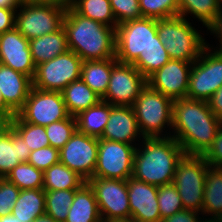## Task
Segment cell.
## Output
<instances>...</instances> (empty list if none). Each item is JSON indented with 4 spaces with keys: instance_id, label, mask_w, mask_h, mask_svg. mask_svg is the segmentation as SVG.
<instances>
[{
    "instance_id": "cell-1",
    "label": "cell",
    "mask_w": 222,
    "mask_h": 222,
    "mask_svg": "<svg viewBox=\"0 0 222 222\" xmlns=\"http://www.w3.org/2000/svg\"><path fill=\"white\" fill-rule=\"evenodd\" d=\"M222 125L207 101L187 98L173 100L172 136L182 147L184 154L204 155L212 146Z\"/></svg>"
},
{
    "instance_id": "cell-2",
    "label": "cell",
    "mask_w": 222,
    "mask_h": 222,
    "mask_svg": "<svg viewBox=\"0 0 222 222\" xmlns=\"http://www.w3.org/2000/svg\"><path fill=\"white\" fill-rule=\"evenodd\" d=\"M170 135L143 138L142 147L135 151L131 177L155 186L173 182L176 165L184 151Z\"/></svg>"
},
{
    "instance_id": "cell-3",
    "label": "cell",
    "mask_w": 222,
    "mask_h": 222,
    "mask_svg": "<svg viewBox=\"0 0 222 222\" xmlns=\"http://www.w3.org/2000/svg\"><path fill=\"white\" fill-rule=\"evenodd\" d=\"M63 27L68 49L82 61L115 58V28L84 17L67 5Z\"/></svg>"
},
{
    "instance_id": "cell-4",
    "label": "cell",
    "mask_w": 222,
    "mask_h": 222,
    "mask_svg": "<svg viewBox=\"0 0 222 222\" xmlns=\"http://www.w3.org/2000/svg\"><path fill=\"white\" fill-rule=\"evenodd\" d=\"M182 16L157 20V34L169 58L194 63L207 46L202 35Z\"/></svg>"
},
{
    "instance_id": "cell-5",
    "label": "cell",
    "mask_w": 222,
    "mask_h": 222,
    "mask_svg": "<svg viewBox=\"0 0 222 222\" xmlns=\"http://www.w3.org/2000/svg\"><path fill=\"white\" fill-rule=\"evenodd\" d=\"M67 3L59 0L24 1L16 11L15 28L28 40L63 26Z\"/></svg>"
},
{
    "instance_id": "cell-6",
    "label": "cell",
    "mask_w": 222,
    "mask_h": 222,
    "mask_svg": "<svg viewBox=\"0 0 222 222\" xmlns=\"http://www.w3.org/2000/svg\"><path fill=\"white\" fill-rule=\"evenodd\" d=\"M143 137H166L163 129L172 127L173 100L146 85L132 105Z\"/></svg>"
},
{
    "instance_id": "cell-7",
    "label": "cell",
    "mask_w": 222,
    "mask_h": 222,
    "mask_svg": "<svg viewBox=\"0 0 222 222\" xmlns=\"http://www.w3.org/2000/svg\"><path fill=\"white\" fill-rule=\"evenodd\" d=\"M162 42L157 34V20L141 18L117 25L115 29V59L133 64L150 45Z\"/></svg>"
},
{
    "instance_id": "cell-8",
    "label": "cell",
    "mask_w": 222,
    "mask_h": 222,
    "mask_svg": "<svg viewBox=\"0 0 222 222\" xmlns=\"http://www.w3.org/2000/svg\"><path fill=\"white\" fill-rule=\"evenodd\" d=\"M209 164L203 155L184 154L176 165L172 184L182 200L183 208L201 212Z\"/></svg>"
},
{
    "instance_id": "cell-9",
    "label": "cell",
    "mask_w": 222,
    "mask_h": 222,
    "mask_svg": "<svg viewBox=\"0 0 222 222\" xmlns=\"http://www.w3.org/2000/svg\"><path fill=\"white\" fill-rule=\"evenodd\" d=\"M210 48L207 44L192 65L187 99L208 101L222 86V52Z\"/></svg>"
},
{
    "instance_id": "cell-10",
    "label": "cell",
    "mask_w": 222,
    "mask_h": 222,
    "mask_svg": "<svg viewBox=\"0 0 222 222\" xmlns=\"http://www.w3.org/2000/svg\"><path fill=\"white\" fill-rule=\"evenodd\" d=\"M82 59L72 50L36 66L33 87L43 91L62 92L80 79Z\"/></svg>"
},
{
    "instance_id": "cell-11",
    "label": "cell",
    "mask_w": 222,
    "mask_h": 222,
    "mask_svg": "<svg viewBox=\"0 0 222 222\" xmlns=\"http://www.w3.org/2000/svg\"><path fill=\"white\" fill-rule=\"evenodd\" d=\"M136 148L123 142L98 139V156L93 177L127 180L132 176Z\"/></svg>"
},
{
    "instance_id": "cell-12",
    "label": "cell",
    "mask_w": 222,
    "mask_h": 222,
    "mask_svg": "<svg viewBox=\"0 0 222 222\" xmlns=\"http://www.w3.org/2000/svg\"><path fill=\"white\" fill-rule=\"evenodd\" d=\"M86 182L94 192L103 221L131 218L127 180L92 177Z\"/></svg>"
},
{
    "instance_id": "cell-13",
    "label": "cell",
    "mask_w": 222,
    "mask_h": 222,
    "mask_svg": "<svg viewBox=\"0 0 222 222\" xmlns=\"http://www.w3.org/2000/svg\"><path fill=\"white\" fill-rule=\"evenodd\" d=\"M17 115L24 122L44 127L69 116L62 92L43 91L35 87H32Z\"/></svg>"
},
{
    "instance_id": "cell-14",
    "label": "cell",
    "mask_w": 222,
    "mask_h": 222,
    "mask_svg": "<svg viewBox=\"0 0 222 222\" xmlns=\"http://www.w3.org/2000/svg\"><path fill=\"white\" fill-rule=\"evenodd\" d=\"M98 139L76 130L59 150L60 162L86 181L92 178L97 163Z\"/></svg>"
},
{
    "instance_id": "cell-15",
    "label": "cell",
    "mask_w": 222,
    "mask_h": 222,
    "mask_svg": "<svg viewBox=\"0 0 222 222\" xmlns=\"http://www.w3.org/2000/svg\"><path fill=\"white\" fill-rule=\"evenodd\" d=\"M146 85V78L132 64L117 62L102 100L111 105L132 106Z\"/></svg>"
},
{
    "instance_id": "cell-16",
    "label": "cell",
    "mask_w": 222,
    "mask_h": 222,
    "mask_svg": "<svg viewBox=\"0 0 222 222\" xmlns=\"http://www.w3.org/2000/svg\"><path fill=\"white\" fill-rule=\"evenodd\" d=\"M192 65L193 63L170 59L146 79L147 85L172 100L186 98Z\"/></svg>"
},
{
    "instance_id": "cell-17",
    "label": "cell",
    "mask_w": 222,
    "mask_h": 222,
    "mask_svg": "<svg viewBox=\"0 0 222 222\" xmlns=\"http://www.w3.org/2000/svg\"><path fill=\"white\" fill-rule=\"evenodd\" d=\"M0 63L32 80L36 66L31 57L29 40L16 28L0 34Z\"/></svg>"
},
{
    "instance_id": "cell-18",
    "label": "cell",
    "mask_w": 222,
    "mask_h": 222,
    "mask_svg": "<svg viewBox=\"0 0 222 222\" xmlns=\"http://www.w3.org/2000/svg\"><path fill=\"white\" fill-rule=\"evenodd\" d=\"M127 190L131 219L136 222H162L157 193L158 186L130 177Z\"/></svg>"
},
{
    "instance_id": "cell-19",
    "label": "cell",
    "mask_w": 222,
    "mask_h": 222,
    "mask_svg": "<svg viewBox=\"0 0 222 222\" xmlns=\"http://www.w3.org/2000/svg\"><path fill=\"white\" fill-rule=\"evenodd\" d=\"M142 137L132 106L112 105L109 119L101 139L133 145L136 138Z\"/></svg>"
},
{
    "instance_id": "cell-20",
    "label": "cell",
    "mask_w": 222,
    "mask_h": 222,
    "mask_svg": "<svg viewBox=\"0 0 222 222\" xmlns=\"http://www.w3.org/2000/svg\"><path fill=\"white\" fill-rule=\"evenodd\" d=\"M33 87V80L0 63V91L5 105L16 115L24 106Z\"/></svg>"
},
{
    "instance_id": "cell-21",
    "label": "cell",
    "mask_w": 222,
    "mask_h": 222,
    "mask_svg": "<svg viewBox=\"0 0 222 222\" xmlns=\"http://www.w3.org/2000/svg\"><path fill=\"white\" fill-rule=\"evenodd\" d=\"M31 154L21 135L9 125L0 133V178L21 162H28Z\"/></svg>"
},
{
    "instance_id": "cell-22",
    "label": "cell",
    "mask_w": 222,
    "mask_h": 222,
    "mask_svg": "<svg viewBox=\"0 0 222 222\" xmlns=\"http://www.w3.org/2000/svg\"><path fill=\"white\" fill-rule=\"evenodd\" d=\"M31 57L35 66L49 61L68 49L66 30L62 26L59 30L29 40Z\"/></svg>"
},
{
    "instance_id": "cell-23",
    "label": "cell",
    "mask_w": 222,
    "mask_h": 222,
    "mask_svg": "<svg viewBox=\"0 0 222 222\" xmlns=\"http://www.w3.org/2000/svg\"><path fill=\"white\" fill-rule=\"evenodd\" d=\"M101 220L94 192L86 182L76 190L64 222H100Z\"/></svg>"
},
{
    "instance_id": "cell-24",
    "label": "cell",
    "mask_w": 222,
    "mask_h": 222,
    "mask_svg": "<svg viewBox=\"0 0 222 222\" xmlns=\"http://www.w3.org/2000/svg\"><path fill=\"white\" fill-rule=\"evenodd\" d=\"M112 105L101 100L98 104L75 116L77 130L88 136L100 138L109 119Z\"/></svg>"
},
{
    "instance_id": "cell-25",
    "label": "cell",
    "mask_w": 222,
    "mask_h": 222,
    "mask_svg": "<svg viewBox=\"0 0 222 222\" xmlns=\"http://www.w3.org/2000/svg\"><path fill=\"white\" fill-rule=\"evenodd\" d=\"M118 61L115 58L106 60L83 61L80 78L101 98L108 88L112 67Z\"/></svg>"
},
{
    "instance_id": "cell-26",
    "label": "cell",
    "mask_w": 222,
    "mask_h": 222,
    "mask_svg": "<svg viewBox=\"0 0 222 222\" xmlns=\"http://www.w3.org/2000/svg\"><path fill=\"white\" fill-rule=\"evenodd\" d=\"M62 95L70 116H76L79 112L98 104L102 100L81 78L64 88Z\"/></svg>"
},
{
    "instance_id": "cell-27",
    "label": "cell",
    "mask_w": 222,
    "mask_h": 222,
    "mask_svg": "<svg viewBox=\"0 0 222 222\" xmlns=\"http://www.w3.org/2000/svg\"><path fill=\"white\" fill-rule=\"evenodd\" d=\"M222 213V167L208 166L203 194L202 215L216 218ZM209 214V215H208Z\"/></svg>"
},
{
    "instance_id": "cell-28",
    "label": "cell",
    "mask_w": 222,
    "mask_h": 222,
    "mask_svg": "<svg viewBox=\"0 0 222 222\" xmlns=\"http://www.w3.org/2000/svg\"><path fill=\"white\" fill-rule=\"evenodd\" d=\"M11 214L24 222H32L45 214V191L43 189L20 190Z\"/></svg>"
},
{
    "instance_id": "cell-29",
    "label": "cell",
    "mask_w": 222,
    "mask_h": 222,
    "mask_svg": "<svg viewBox=\"0 0 222 222\" xmlns=\"http://www.w3.org/2000/svg\"><path fill=\"white\" fill-rule=\"evenodd\" d=\"M43 190L79 189L86 180L77 172L58 162L43 172Z\"/></svg>"
},
{
    "instance_id": "cell-30",
    "label": "cell",
    "mask_w": 222,
    "mask_h": 222,
    "mask_svg": "<svg viewBox=\"0 0 222 222\" xmlns=\"http://www.w3.org/2000/svg\"><path fill=\"white\" fill-rule=\"evenodd\" d=\"M68 5L78 14L116 29L110 0H70Z\"/></svg>"
},
{
    "instance_id": "cell-31",
    "label": "cell",
    "mask_w": 222,
    "mask_h": 222,
    "mask_svg": "<svg viewBox=\"0 0 222 222\" xmlns=\"http://www.w3.org/2000/svg\"><path fill=\"white\" fill-rule=\"evenodd\" d=\"M192 14L205 27H209L220 14L218 0H179V16Z\"/></svg>"
},
{
    "instance_id": "cell-32",
    "label": "cell",
    "mask_w": 222,
    "mask_h": 222,
    "mask_svg": "<svg viewBox=\"0 0 222 222\" xmlns=\"http://www.w3.org/2000/svg\"><path fill=\"white\" fill-rule=\"evenodd\" d=\"M77 189L45 191V213L58 222H64Z\"/></svg>"
},
{
    "instance_id": "cell-33",
    "label": "cell",
    "mask_w": 222,
    "mask_h": 222,
    "mask_svg": "<svg viewBox=\"0 0 222 222\" xmlns=\"http://www.w3.org/2000/svg\"><path fill=\"white\" fill-rule=\"evenodd\" d=\"M170 60L163 44L150 45L132 64L146 79Z\"/></svg>"
},
{
    "instance_id": "cell-34",
    "label": "cell",
    "mask_w": 222,
    "mask_h": 222,
    "mask_svg": "<svg viewBox=\"0 0 222 222\" xmlns=\"http://www.w3.org/2000/svg\"><path fill=\"white\" fill-rule=\"evenodd\" d=\"M5 178L20 190L43 189V171L28 162L19 163Z\"/></svg>"
},
{
    "instance_id": "cell-35",
    "label": "cell",
    "mask_w": 222,
    "mask_h": 222,
    "mask_svg": "<svg viewBox=\"0 0 222 222\" xmlns=\"http://www.w3.org/2000/svg\"><path fill=\"white\" fill-rule=\"evenodd\" d=\"M10 125L21 135L31 152L50 145L44 126L24 122L17 114L10 120Z\"/></svg>"
},
{
    "instance_id": "cell-36",
    "label": "cell",
    "mask_w": 222,
    "mask_h": 222,
    "mask_svg": "<svg viewBox=\"0 0 222 222\" xmlns=\"http://www.w3.org/2000/svg\"><path fill=\"white\" fill-rule=\"evenodd\" d=\"M50 146L58 150L62 149L77 130L75 116L56 121L45 126Z\"/></svg>"
},
{
    "instance_id": "cell-37",
    "label": "cell",
    "mask_w": 222,
    "mask_h": 222,
    "mask_svg": "<svg viewBox=\"0 0 222 222\" xmlns=\"http://www.w3.org/2000/svg\"><path fill=\"white\" fill-rule=\"evenodd\" d=\"M139 5L144 18L160 20L179 13V0H139Z\"/></svg>"
},
{
    "instance_id": "cell-38",
    "label": "cell",
    "mask_w": 222,
    "mask_h": 222,
    "mask_svg": "<svg viewBox=\"0 0 222 222\" xmlns=\"http://www.w3.org/2000/svg\"><path fill=\"white\" fill-rule=\"evenodd\" d=\"M157 199L161 220L184 209L177 188L172 183L158 186Z\"/></svg>"
},
{
    "instance_id": "cell-39",
    "label": "cell",
    "mask_w": 222,
    "mask_h": 222,
    "mask_svg": "<svg viewBox=\"0 0 222 222\" xmlns=\"http://www.w3.org/2000/svg\"><path fill=\"white\" fill-rule=\"evenodd\" d=\"M110 4L118 25L143 18L139 0H110Z\"/></svg>"
},
{
    "instance_id": "cell-40",
    "label": "cell",
    "mask_w": 222,
    "mask_h": 222,
    "mask_svg": "<svg viewBox=\"0 0 222 222\" xmlns=\"http://www.w3.org/2000/svg\"><path fill=\"white\" fill-rule=\"evenodd\" d=\"M58 162H60L59 150L50 145L32 151L28 158L29 164L43 172Z\"/></svg>"
},
{
    "instance_id": "cell-41",
    "label": "cell",
    "mask_w": 222,
    "mask_h": 222,
    "mask_svg": "<svg viewBox=\"0 0 222 222\" xmlns=\"http://www.w3.org/2000/svg\"><path fill=\"white\" fill-rule=\"evenodd\" d=\"M20 189L6 178H0V217L11 214Z\"/></svg>"
},
{
    "instance_id": "cell-42",
    "label": "cell",
    "mask_w": 222,
    "mask_h": 222,
    "mask_svg": "<svg viewBox=\"0 0 222 222\" xmlns=\"http://www.w3.org/2000/svg\"><path fill=\"white\" fill-rule=\"evenodd\" d=\"M209 166L222 167V125L220 126L212 146L203 155Z\"/></svg>"
},
{
    "instance_id": "cell-43",
    "label": "cell",
    "mask_w": 222,
    "mask_h": 222,
    "mask_svg": "<svg viewBox=\"0 0 222 222\" xmlns=\"http://www.w3.org/2000/svg\"><path fill=\"white\" fill-rule=\"evenodd\" d=\"M200 212L182 209L175 214L162 219V222H200L202 217H199Z\"/></svg>"
},
{
    "instance_id": "cell-44",
    "label": "cell",
    "mask_w": 222,
    "mask_h": 222,
    "mask_svg": "<svg viewBox=\"0 0 222 222\" xmlns=\"http://www.w3.org/2000/svg\"><path fill=\"white\" fill-rule=\"evenodd\" d=\"M16 11L0 8V34L15 28Z\"/></svg>"
},
{
    "instance_id": "cell-45",
    "label": "cell",
    "mask_w": 222,
    "mask_h": 222,
    "mask_svg": "<svg viewBox=\"0 0 222 222\" xmlns=\"http://www.w3.org/2000/svg\"><path fill=\"white\" fill-rule=\"evenodd\" d=\"M212 113L222 120V86L207 101Z\"/></svg>"
},
{
    "instance_id": "cell-46",
    "label": "cell",
    "mask_w": 222,
    "mask_h": 222,
    "mask_svg": "<svg viewBox=\"0 0 222 222\" xmlns=\"http://www.w3.org/2000/svg\"><path fill=\"white\" fill-rule=\"evenodd\" d=\"M207 29L219 39L220 48L216 47L214 50L222 52V12H220L216 20Z\"/></svg>"
},
{
    "instance_id": "cell-47",
    "label": "cell",
    "mask_w": 222,
    "mask_h": 222,
    "mask_svg": "<svg viewBox=\"0 0 222 222\" xmlns=\"http://www.w3.org/2000/svg\"><path fill=\"white\" fill-rule=\"evenodd\" d=\"M23 2V0H0V8L17 11Z\"/></svg>"
},
{
    "instance_id": "cell-48",
    "label": "cell",
    "mask_w": 222,
    "mask_h": 222,
    "mask_svg": "<svg viewBox=\"0 0 222 222\" xmlns=\"http://www.w3.org/2000/svg\"><path fill=\"white\" fill-rule=\"evenodd\" d=\"M0 112L10 121L15 114L5 105L3 95L0 91Z\"/></svg>"
},
{
    "instance_id": "cell-49",
    "label": "cell",
    "mask_w": 222,
    "mask_h": 222,
    "mask_svg": "<svg viewBox=\"0 0 222 222\" xmlns=\"http://www.w3.org/2000/svg\"><path fill=\"white\" fill-rule=\"evenodd\" d=\"M32 222H58V221H56L54 218L50 217L45 213L34 219Z\"/></svg>"
},
{
    "instance_id": "cell-50",
    "label": "cell",
    "mask_w": 222,
    "mask_h": 222,
    "mask_svg": "<svg viewBox=\"0 0 222 222\" xmlns=\"http://www.w3.org/2000/svg\"><path fill=\"white\" fill-rule=\"evenodd\" d=\"M10 125V121L0 112V133Z\"/></svg>"
},
{
    "instance_id": "cell-51",
    "label": "cell",
    "mask_w": 222,
    "mask_h": 222,
    "mask_svg": "<svg viewBox=\"0 0 222 222\" xmlns=\"http://www.w3.org/2000/svg\"><path fill=\"white\" fill-rule=\"evenodd\" d=\"M0 222H24V221H21L20 219L13 216L12 214H9V215L0 217Z\"/></svg>"
},
{
    "instance_id": "cell-52",
    "label": "cell",
    "mask_w": 222,
    "mask_h": 222,
    "mask_svg": "<svg viewBox=\"0 0 222 222\" xmlns=\"http://www.w3.org/2000/svg\"><path fill=\"white\" fill-rule=\"evenodd\" d=\"M105 222H133V220L131 218L130 219H113V220H108Z\"/></svg>"
},
{
    "instance_id": "cell-53",
    "label": "cell",
    "mask_w": 222,
    "mask_h": 222,
    "mask_svg": "<svg viewBox=\"0 0 222 222\" xmlns=\"http://www.w3.org/2000/svg\"><path fill=\"white\" fill-rule=\"evenodd\" d=\"M203 220V221H202ZM200 222H217V220L215 219V218H209L208 217V219L207 218H205V220H204V218L202 219Z\"/></svg>"
},
{
    "instance_id": "cell-54",
    "label": "cell",
    "mask_w": 222,
    "mask_h": 222,
    "mask_svg": "<svg viewBox=\"0 0 222 222\" xmlns=\"http://www.w3.org/2000/svg\"><path fill=\"white\" fill-rule=\"evenodd\" d=\"M217 222H222V213L218 215L216 218Z\"/></svg>"
},
{
    "instance_id": "cell-55",
    "label": "cell",
    "mask_w": 222,
    "mask_h": 222,
    "mask_svg": "<svg viewBox=\"0 0 222 222\" xmlns=\"http://www.w3.org/2000/svg\"><path fill=\"white\" fill-rule=\"evenodd\" d=\"M218 5H219L220 12H222V0H218Z\"/></svg>"
},
{
    "instance_id": "cell-56",
    "label": "cell",
    "mask_w": 222,
    "mask_h": 222,
    "mask_svg": "<svg viewBox=\"0 0 222 222\" xmlns=\"http://www.w3.org/2000/svg\"><path fill=\"white\" fill-rule=\"evenodd\" d=\"M59 1H62L68 4L70 0H59Z\"/></svg>"
}]
</instances>
